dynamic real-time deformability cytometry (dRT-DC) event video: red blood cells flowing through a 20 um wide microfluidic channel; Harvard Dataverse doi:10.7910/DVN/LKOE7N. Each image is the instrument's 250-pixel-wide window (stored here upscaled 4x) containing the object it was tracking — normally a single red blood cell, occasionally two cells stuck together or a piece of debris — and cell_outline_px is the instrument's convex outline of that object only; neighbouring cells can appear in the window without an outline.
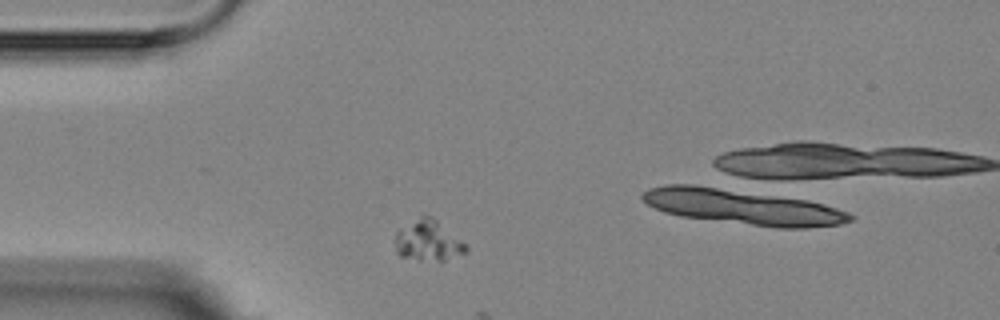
{"species": "Egyptian fruit bat (a non-hibernating species)", "species_latin": "Rousettus aegyptiacus", "temperature_condition": "room temperature", "stored_images_in_passage": 3, "camera_frame_rate_fps": 3000, "um_per_image_px": 0.085, "animal": {"sex": "female"}, "frame": {"image": 1, "passage_image": 1, "time_ms": 0.0, "image_size_px": [1000, 320], "cell_outline_px": [[468, 252], [444, 260], [416, 260], [400, 256], [396, 252], [396, 232], [400, 228], [420, 212], [424, 212], [432, 216], [460, 240], [468, 248]], "centroid_in_image_um": [36.34, 20.41], "position_along_channel_um": 48.7, "area_um2": 16.99}}